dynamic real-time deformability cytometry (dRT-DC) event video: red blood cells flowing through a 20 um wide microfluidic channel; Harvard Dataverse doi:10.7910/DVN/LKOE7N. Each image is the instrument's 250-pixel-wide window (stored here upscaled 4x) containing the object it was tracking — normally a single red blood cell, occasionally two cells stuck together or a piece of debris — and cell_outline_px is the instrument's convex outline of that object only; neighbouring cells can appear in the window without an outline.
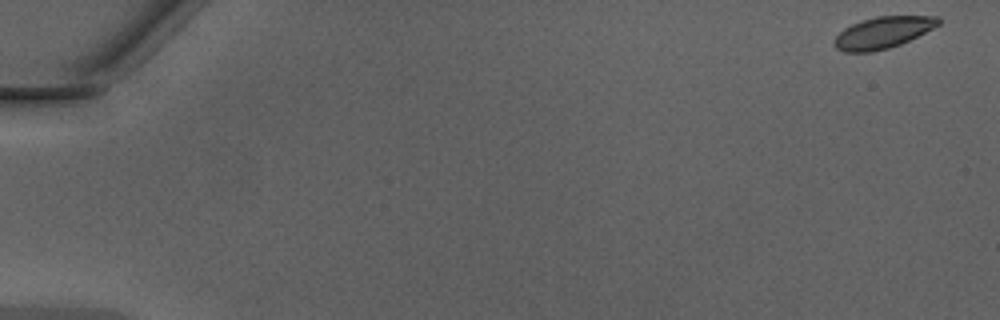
{"species": "Egyptian fruit bat (a non-hibernating species)", "species_latin": "Rousettus aegyptiacus", "temperature_condition": "warm", "stored_images_in_passage": 15, "camera_frame_rate_fps": 3000, "um_per_image_px": 0.085, "animal": {"sex": "male"}, "frame": {"image": 1, "passage_image": 1, "time_ms": 0.0, "image_size_px": [1000, 320], "cell_outline_px": [[940, 24], [900, 44], [888, 48], [872, 52], [844, 52], [836, 48], [836, 36], [844, 28], [852, 24], [876, 16], [940, 16]], "centroid_in_image_um": [75.05, 2.76], "position_along_channel_um": 9.9, "area_um2": 18.79}}